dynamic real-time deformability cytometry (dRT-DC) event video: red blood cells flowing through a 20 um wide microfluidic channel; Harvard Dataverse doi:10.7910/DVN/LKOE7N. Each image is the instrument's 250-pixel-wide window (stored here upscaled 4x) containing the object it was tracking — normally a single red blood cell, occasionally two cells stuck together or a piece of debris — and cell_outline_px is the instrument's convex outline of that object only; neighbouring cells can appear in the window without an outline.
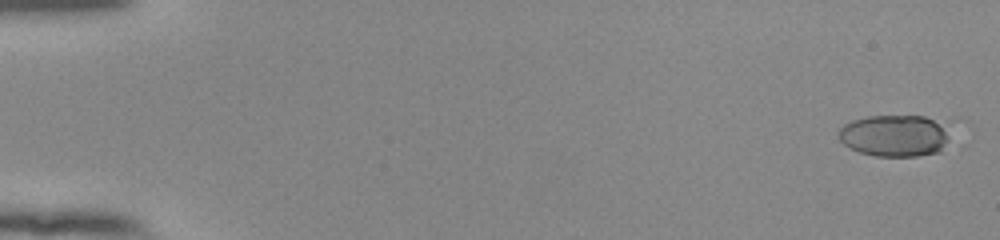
{"species": "human", "species_latin": "Homo sapiens", "temperature_condition": "room temperature", "stored_images_in_passage": 20, "camera_frame_rate_fps": 3000, "um_per_image_px": 0.085, "donor": {"sex": "female"}, "frame": {"image": 1, "passage_image": 1, "time_ms": 0.0, "image_size_px": [1000, 240], "cell_outline_px": [[972, 140], [968, 144], [940, 152], [916, 156], [876, 156], [860, 152], [844, 144], [840, 140], [840, 128], [844, 124], [852, 120], [868, 116], [960, 116], [968, 120], [972, 124]], "centroid_in_image_um": [77.02, 11.45], "position_along_channel_um": 8.0, "area_um2": 33.06}}
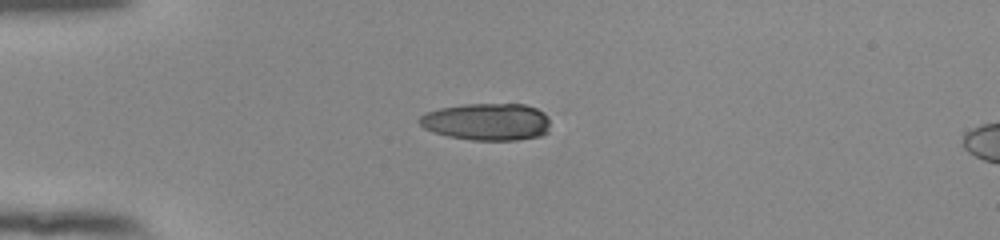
{"frame": {"image": 2, "passage_image": 15, "time_ms": 4.667, "image_size_px": [1000, 240], "cell_outline_px": [[548, 132], [540, 136], [516, 140], [472, 140], [448, 136], [432, 132], [424, 128], [416, 120], [424, 112], [440, 108], [464, 104], [524, 104], [536, 108], [544, 112], [548, 116]], "centroid_in_image_um": [41.36, 10.35], "position_along_channel_um": 43.6, "area_um2": 28.55}}